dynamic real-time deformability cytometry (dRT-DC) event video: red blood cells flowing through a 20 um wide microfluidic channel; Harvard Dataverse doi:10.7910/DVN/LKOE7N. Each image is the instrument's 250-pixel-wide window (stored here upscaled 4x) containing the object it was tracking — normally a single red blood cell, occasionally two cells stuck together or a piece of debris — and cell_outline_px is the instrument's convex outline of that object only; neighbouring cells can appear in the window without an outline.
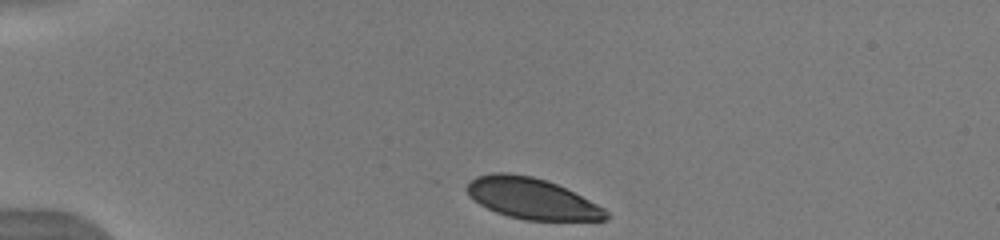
{"species": "human", "species_latin": "Homo sapiens", "temperature_condition": "warm", "stored_images_in_passage": 40, "camera_frame_rate_fps": 3000, "um_per_image_px": 0.085, "donor": {"sex": "male"}, "frame": {"image": 1, "passage_image": 1, "time_ms": 0.0, "image_size_px": [1000, 240], "cell_outline_px": [[612, 216], [608, 220], [524, 220], [508, 216], [496, 212], [480, 204], [468, 196], [468, 184], [476, 176], [492, 172], [508, 172], [532, 176], [548, 180], [604, 208]], "centroid_in_image_um": [45.21, 16.87], "position_along_channel_um": 39.8, "area_um2": 33.06}}
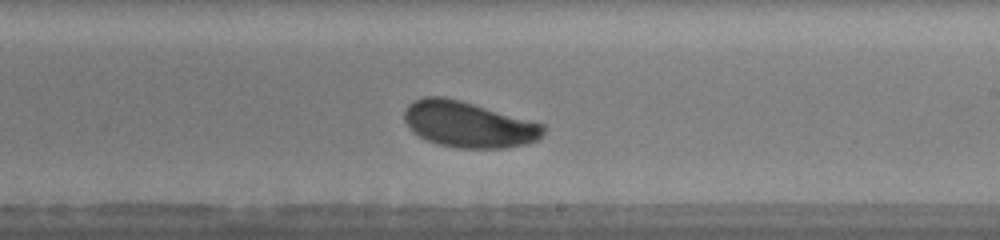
{"frame": {"image": 2, "passage_image": 21, "time_ms": 6.667, "image_size_px": [1000, 240], "cell_outline_px": [[544, 132], [536, 140], [524, 144], [504, 148], [456, 148], [440, 144], [428, 140], [412, 132], [404, 120], [404, 108], [412, 100], [424, 96], [444, 96], [460, 100], [544, 124]], "centroid_in_image_um": [39.77, 10.56], "position_along_channel_um": 249.2, "area_um2": 37.11}}
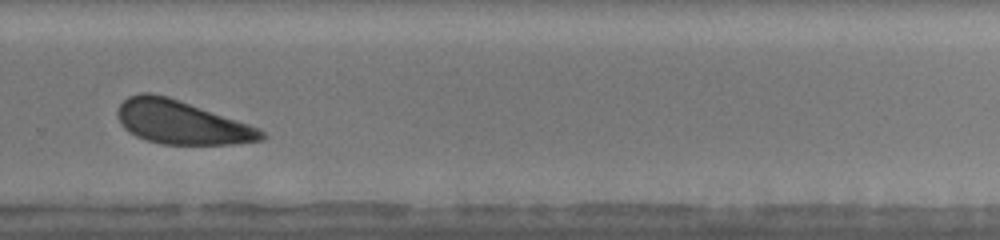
{"frame": {"image": 3, "passage_image": 26, "time_ms": 8.333, "image_size_px": [1000, 240], "cell_outline_px": [[268, 136], [264, 140], [232, 144], [160, 144], [136, 136], [128, 132], [120, 124], [116, 116], [116, 112], [120, 104], [128, 96], [140, 92], [152, 92], [168, 96], [180, 100], [260, 128]], "centroid_in_image_um": [15.4, 10.39], "position_along_channel_um": 314.4, "area_um2": 36.7}, "authors_computed_cell_mechanics": {"area_um2": 37.3677, "velocity_mm_per_s": 3.9255, "shape_relaxation_time_tau1_ms": 2.2945, "shape_relaxation_time_tau2_ms": null, "deformation_change_tau1": 0.1062, "deformation_change_tau2": null}}